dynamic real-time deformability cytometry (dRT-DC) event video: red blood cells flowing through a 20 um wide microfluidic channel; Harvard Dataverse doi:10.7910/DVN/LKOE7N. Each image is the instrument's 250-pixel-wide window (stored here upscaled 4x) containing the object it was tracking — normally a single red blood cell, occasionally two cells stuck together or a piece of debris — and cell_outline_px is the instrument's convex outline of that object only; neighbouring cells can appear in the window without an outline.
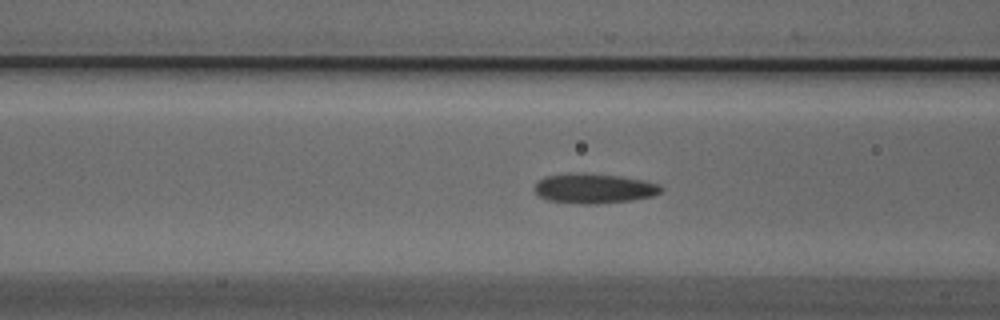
{"species": "Egyptian fruit bat (a non-hibernating species)", "species_latin": "Rousettus aegyptiacus", "temperature_condition": "cold", "stored_images_in_passage": 51, "camera_frame_rate_fps": 3000, "um_per_image_px": 0.085, "animal": {"sex": "male"}, "frame": {"image": 1, "passage_image": 17, "time_ms": 5.333, "image_size_px": [1000, 320], "cell_outline_px": [[664, 188], [660, 192], [652, 196], [632, 200], [596, 204], [580, 204], [548, 200], [540, 196], [532, 188], [544, 176], [568, 172], [580, 172], [620, 176], [644, 180], [660, 184]], "centroid_in_image_um": [50.48, 16.0], "position_along_channel_um": 116.1, "area_um2": 22.25}}
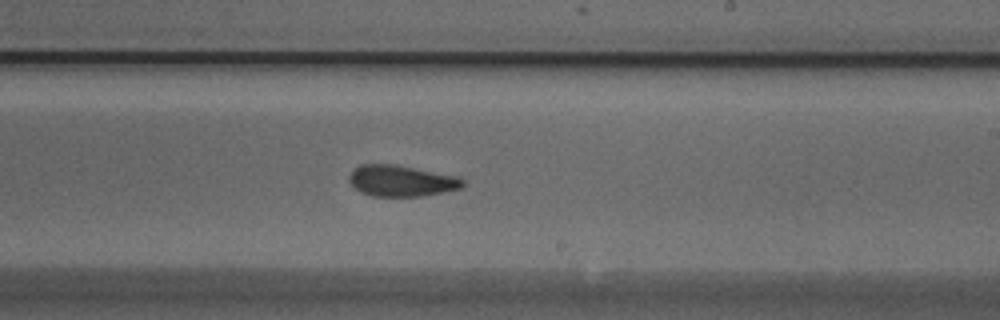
{"frame": {"image": 2, "passage_image": 28, "time_ms": 9.0, "image_size_px": [1000, 320], "cell_outline_px": [[464, 184], [460, 188], [444, 192], [420, 196], [372, 196], [360, 192], [348, 180], [348, 176], [352, 168], [360, 164], [392, 164], [460, 176], [464, 180]], "centroid_in_image_um": [34.09, 15.36], "position_along_channel_um": 254.9, "area_um2": 20.75}}
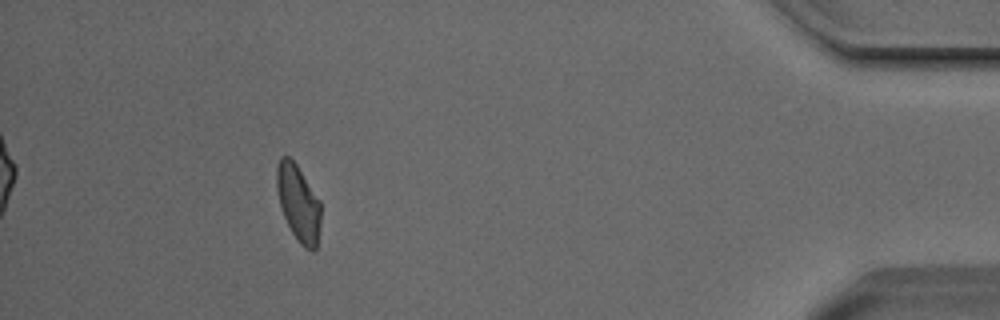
{"frame": {"image": 3, "passage_image": 45, "time_ms": 14.667, "image_size_px": [1000, 320], "cell_outline_px": [[320, 224], [316, 248], [312, 252], [304, 248], [300, 244], [292, 232], [280, 208], [276, 188], [276, 168], [280, 156], [288, 156], [296, 164], [320, 200]], "centroid_in_image_um": [25.35, 17.26], "position_along_channel_um": 409.9, "area_um2": 19.65}, "authors_computed_cell_mechanics": {"area_um2": 21.097, "velocity_mm_per_s": 3.7949, "shape_relaxation_time_tau1_ms": 9.0519, "shape_relaxation_time_tau2_ms": 2.411, "deformation_change_tau1": 0.1635, "deformation_change_tau2": 0.0756}}